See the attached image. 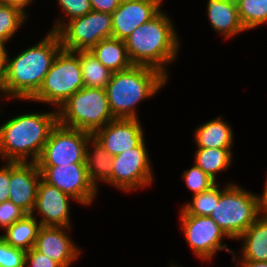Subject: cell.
I'll list each match as a JSON object with an SVG mask.
<instances>
[{"instance_id": "1", "label": "cell", "mask_w": 267, "mask_h": 267, "mask_svg": "<svg viewBox=\"0 0 267 267\" xmlns=\"http://www.w3.org/2000/svg\"><path fill=\"white\" fill-rule=\"evenodd\" d=\"M62 49L57 32L49 31L34 46L14 58L7 56V76L0 93L7 99L28 100L39 91L52 62Z\"/></svg>"}, {"instance_id": "2", "label": "cell", "mask_w": 267, "mask_h": 267, "mask_svg": "<svg viewBox=\"0 0 267 267\" xmlns=\"http://www.w3.org/2000/svg\"><path fill=\"white\" fill-rule=\"evenodd\" d=\"M172 22L161 10L153 19L135 28L124 39L133 65L157 69L169 78L166 66L177 59L180 48V37Z\"/></svg>"}, {"instance_id": "3", "label": "cell", "mask_w": 267, "mask_h": 267, "mask_svg": "<svg viewBox=\"0 0 267 267\" xmlns=\"http://www.w3.org/2000/svg\"><path fill=\"white\" fill-rule=\"evenodd\" d=\"M57 123L55 109L51 112L19 114L4 122L0 126L1 161L37 162Z\"/></svg>"}, {"instance_id": "4", "label": "cell", "mask_w": 267, "mask_h": 267, "mask_svg": "<svg viewBox=\"0 0 267 267\" xmlns=\"http://www.w3.org/2000/svg\"><path fill=\"white\" fill-rule=\"evenodd\" d=\"M168 78L157 69L133 65L112 74L105 90L115 119H138L137 105L156 95ZM162 87V88H161Z\"/></svg>"}, {"instance_id": "5", "label": "cell", "mask_w": 267, "mask_h": 267, "mask_svg": "<svg viewBox=\"0 0 267 267\" xmlns=\"http://www.w3.org/2000/svg\"><path fill=\"white\" fill-rule=\"evenodd\" d=\"M258 194L228 182L211 217L231 240H237L261 215Z\"/></svg>"}, {"instance_id": "6", "label": "cell", "mask_w": 267, "mask_h": 267, "mask_svg": "<svg viewBox=\"0 0 267 267\" xmlns=\"http://www.w3.org/2000/svg\"><path fill=\"white\" fill-rule=\"evenodd\" d=\"M58 123L94 134L113 121L105 89L84 87L74 93L58 110Z\"/></svg>"}, {"instance_id": "7", "label": "cell", "mask_w": 267, "mask_h": 267, "mask_svg": "<svg viewBox=\"0 0 267 267\" xmlns=\"http://www.w3.org/2000/svg\"><path fill=\"white\" fill-rule=\"evenodd\" d=\"M84 88L79 57L73 51L61 49L39 91L31 101L52 104L58 110L74 93Z\"/></svg>"}, {"instance_id": "8", "label": "cell", "mask_w": 267, "mask_h": 267, "mask_svg": "<svg viewBox=\"0 0 267 267\" xmlns=\"http://www.w3.org/2000/svg\"><path fill=\"white\" fill-rule=\"evenodd\" d=\"M65 19L58 17L50 31L57 32L66 51L91 50L101 40L112 37V14L92 10L84 16Z\"/></svg>"}, {"instance_id": "9", "label": "cell", "mask_w": 267, "mask_h": 267, "mask_svg": "<svg viewBox=\"0 0 267 267\" xmlns=\"http://www.w3.org/2000/svg\"><path fill=\"white\" fill-rule=\"evenodd\" d=\"M92 134L57 123L36 162L38 166L85 163L86 147Z\"/></svg>"}, {"instance_id": "10", "label": "cell", "mask_w": 267, "mask_h": 267, "mask_svg": "<svg viewBox=\"0 0 267 267\" xmlns=\"http://www.w3.org/2000/svg\"><path fill=\"white\" fill-rule=\"evenodd\" d=\"M152 170L143 139L135 148L113 156L111 185L126 193L148 187L153 182Z\"/></svg>"}, {"instance_id": "11", "label": "cell", "mask_w": 267, "mask_h": 267, "mask_svg": "<svg viewBox=\"0 0 267 267\" xmlns=\"http://www.w3.org/2000/svg\"><path fill=\"white\" fill-rule=\"evenodd\" d=\"M181 227L193 254L203 261H210L219 250L233 253L223 238H229L209 216L188 215L180 209Z\"/></svg>"}, {"instance_id": "12", "label": "cell", "mask_w": 267, "mask_h": 267, "mask_svg": "<svg viewBox=\"0 0 267 267\" xmlns=\"http://www.w3.org/2000/svg\"><path fill=\"white\" fill-rule=\"evenodd\" d=\"M38 168L44 182L58 188L82 206H89L97 197L98 190L89 179L85 163Z\"/></svg>"}, {"instance_id": "13", "label": "cell", "mask_w": 267, "mask_h": 267, "mask_svg": "<svg viewBox=\"0 0 267 267\" xmlns=\"http://www.w3.org/2000/svg\"><path fill=\"white\" fill-rule=\"evenodd\" d=\"M40 180L41 172L36 162H10L9 201L31 214Z\"/></svg>"}, {"instance_id": "14", "label": "cell", "mask_w": 267, "mask_h": 267, "mask_svg": "<svg viewBox=\"0 0 267 267\" xmlns=\"http://www.w3.org/2000/svg\"><path fill=\"white\" fill-rule=\"evenodd\" d=\"M72 197L49 185L42 179L39 182L38 194L31 215L38 212L41 226L71 227L70 202ZM36 211V212H35Z\"/></svg>"}, {"instance_id": "15", "label": "cell", "mask_w": 267, "mask_h": 267, "mask_svg": "<svg viewBox=\"0 0 267 267\" xmlns=\"http://www.w3.org/2000/svg\"><path fill=\"white\" fill-rule=\"evenodd\" d=\"M139 119H114L92 136L111 155L116 156L135 148L144 139Z\"/></svg>"}, {"instance_id": "16", "label": "cell", "mask_w": 267, "mask_h": 267, "mask_svg": "<svg viewBox=\"0 0 267 267\" xmlns=\"http://www.w3.org/2000/svg\"><path fill=\"white\" fill-rule=\"evenodd\" d=\"M69 230L71 227L41 226L34 248L62 267H70L80 257L82 249L72 241Z\"/></svg>"}, {"instance_id": "17", "label": "cell", "mask_w": 267, "mask_h": 267, "mask_svg": "<svg viewBox=\"0 0 267 267\" xmlns=\"http://www.w3.org/2000/svg\"><path fill=\"white\" fill-rule=\"evenodd\" d=\"M164 0H136L120 3L112 13V37L124 40L135 28L153 19Z\"/></svg>"}, {"instance_id": "18", "label": "cell", "mask_w": 267, "mask_h": 267, "mask_svg": "<svg viewBox=\"0 0 267 267\" xmlns=\"http://www.w3.org/2000/svg\"><path fill=\"white\" fill-rule=\"evenodd\" d=\"M207 15L213 30L226 39L246 31L239 18L236 0H208Z\"/></svg>"}, {"instance_id": "19", "label": "cell", "mask_w": 267, "mask_h": 267, "mask_svg": "<svg viewBox=\"0 0 267 267\" xmlns=\"http://www.w3.org/2000/svg\"><path fill=\"white\" fill-rule=\"evenodd\" d=\"M199 126L194 131L197 148L232 149L234 132L222 116Z\"/></svg>"}, {"instance_id": "20", "label": "cell", "mask_w": 267, "mask_h": 267, "mask_svg": "<svg viewBox=\"0 0 267 267\" xmlns=\"http://www.w3.org/2000/svg\"><path fill=\"white\" fill-rule=\"evenodd\" d=\"M112 164L113 156L91 136L86 147L85 165L89 179L96 189H98L99 181L111 185Z\"/></svg>"}, {"instance_id": "21", "label": "cell", "mask_w": 267, "mask_h": 267, "mask_svg": "<svg viewBox=\"0 0 267 267\" xmlns=\"http://www.w3.org/2000/svg\"><path fill=\"white\" fill-rule=\"evenodd\" d=\"M242 241L241 258L267 261V214H262L238 238Z\"/></svg>"}, {"instance_id": "22", "label": "cell", "mask_w": 267, "mask_h": 267, "mask_svg": "<svg viewBox=\"0 0 267 267\" xmlns=\"http://www.w3.org/2000/svg\"><path fill=\"white\" fill-rule=\"evenodd\" d=\"M90 51L112 73L124 71L133 66L124 40L113 37L103 39Z\"/></svg>"}, {"instance_id": "23", "label": "cell", "mask_w": 267, "mask_h": 267, "mask_svg": "<svg viewBox=\"0 0 267 267\" xmlns=\"http://www.w3.org/2000/svg\"><path fill=\"white\" fill-rule=\"evenodd\" d=\"M40 227L37 216L26 214L21 220L9 226L0 236L10 246L28 251L34 247Z\"/></svg>"}, {"instance_id": "24", "label": "cell", "mask_w": 267, "mask_h": 267, "mask_svg": "<svg viewBox=\"0 0 267 267\" xmlns=\"http://www.w3.org/2000/svg\"><path fill=\"white\" fill-rule=\"evenodd\" d=\"M74 53L79 57L84 87L105 89L113 73L90 50Z\"/></svg>"}, {"instance_id": "25", "label": "cell", "mask_w": 267, "mask_h": 267, "mask_svg": "<svg viewBox=\"0 0 267 267\" xmlns=\"http://www.w3.org/2000/svg\"><path fill=\"white\" fill-rule=\"evenodd\" d=\"M232 154V149L197 148L194 164L216 182L217 174L231 166Z\"/></svg>"}, {"instance_id": "26", "label": "cell", "mask_w": 267, "mask_h": 267, "mask_svg": "<svg viewBox=\"0 0 267 267\" xmlns=\"http://www.w3.org/2000/svg\"><path fill=\"white\" fill-rule=\"evenodd\" d=\"M26 19L28 14L20 8L0 2V43L6 45Z\"/></svg>"}, {"instance_id": "27", "label": "cell", "mask_w": 267, "mask_h": 267, "mask_svg": "<svg viewBox=\"0 0 267 267\" xmlns=\"http://www.w3.org/2000/svg\"><path fill=\"white\" fill-rule=\"evenodd\" d=\"M236 4L246 31L267 23V0H236Z\"/></svg>"}, {"instance_id": "28", "label": "cell", "mask_w": 267, "mask_h": 267, "mask_svg": "<svg viewBox=\"0 0 267 267\" xmlns=\"http://www.w3.org/2000/svg\"><path fill=\"white\" fill-rule=\"evenodd\" d=\"M220 197V186L216 183L209 190L193 195L192 201L181 208L193 216H210Z\"/></svg>"}, {"instance_id": "29", "label": "cell", "mask_w": 267, "mask_h": 267, "mask_svg": "<svg viewBox=\"0 0 267 267\" xmlns=\"http://www.w3.org/2000/svg\"><path fill=\"white\" fill-rule=\"evenodd\" d=\"M182 178L193 195L207 191L217 183L195 164L190 169L183 171Z\"/></svg>"}, {"instance_id": "30", "label": "cell", "mask_w": 267, "mask_h": 267, "mask_svg": "<svg viewBox=\"0 0 267 267\" xmlns=\"http://www.w3.org/2000/svg\"><path fill=\"white\" fill-rule=\"evenodd\" d=\"M26 251L10 246L0 236V267H25Z\"/></svg>"}, {"instance_id": "31", "label": "cell", "mask_w": 267, "mask_h": 267, "mask_svg": "<svg viewBox=\"0 0 267 267\" xmlns=\"http://www.w3.org/2000/svg\"><path fill=\"white\" fill-rule=\"evenodd\" d=\"M58 4L61 6V10L64 13V17H67V21L84 16L90 11L92 7L90 0H57Z\"/></svg>"}, {"instance_id": "32", "label": "cell", "mask_w": 267, "mask_h": 267, "mask_svg": "<svg viewBox=\"0 0 267 267\" xmlns=\"http://www.w3.org/2000/svg\"><path fill=\"white\" fill-rule=\"evenodd\" d=\"M26 213L11 201L0 203V230L4 231L16 221L21 220Z\"/></svg>"}, {"instance_id": "33", "label": "cell", "mask_w": 267, "mask_h": 267, "mask_svg": "<svg viewBox=\"0 0 267 267\" xmlns=\"http://www.w3.org/2000/svg\"><path fill=\"white\" fill-rule=\"evenodd\" d=\"M62 267L50 257L38 252L34 247L26 251L25 267Z\"/></svg>"}, {"instance_id": "34", "label": "cell", "mask_w": 267, "mask_h": 267, "mask_svg": "<svg viewBox=\"0 0 267 267\" xmlns=\"http://www.w3.org/2000/svg\"><path fill=\"white\" fill-rule=\"evenodd\" d=\"M10 184V161H6L0 168V203L9 200Z\"/></svg>"}, {"instance_id": "35", "label": "cell", "mask_w": 267, "mask_h": 267, "mask_svg": "<svg viewBox=\"0 0 267 267\" xmlns=\"http://www.w3.org/2000/svg\"><path fill=\"white\" fill-rule=\"evenodd\" d=\"M93 11L112 14L119 6L118 0H90Z\"/></svg>"}, {"instance_id": "36", "label": "cell", "mask_w": 267, "mask_h": 267, "mask_svg": "<svg viewBox=\"0 0 267 267\" xmlns=\"http://www.w3.org/2000/svg\"><path fill=\"white\" fill-rule=\"evenodd\" d=\"M6 45L0 43V93L4 89V83L7 76V56L8 51Z\"/></svg>"}, {"instance_id": "37", "label": "cell", "mask_w": 267, "mask_h": 267, "mask_svg": "<svg viewBox=\"0 0 267 267\" xmlns=\"http://www.w3.org/2000/svg\"><path fill=\"white\" fill-rule=\"evenodd\" d=\"M232 255H233V261L237 260V267L238 266H242V267H267V261H251V260L244 259V258L239 259V257L236 259L237 255L234 251H233Z\"/></svg>"}, {"instance_id": "38", "label": "cell", "mask_w": 267, "mask_h": 267, "mask_svg": "<svg viewBox=\"0 0 267 267\" xmlns=\"http://www.w3.org/2000/svg\"><path fill=\"white\" fill-rule=\"evenodd\" d=\"M33 0H0V2L6 3V4H11L13 6H16L20 8L24 13L27 14L26 8L32 4Z\"/></svg>"}, {"instance_id": "39", "label": "cell", "mask_w": 267, "mask_h": 267, "mask_svg": "<svg viewBox=\"0 0 267 267\" xmlns=\"http://www.w3.org/2000/svg\"><path fill=\"white\" fill-rule=\"evenodd\" d=\"M264 189L261 195H258V200L260 204V208L263 214H267V176H266V181L264 184Z\"/></svg>"}, {"instance_id": "40", "label": "cell", "mask_w": 267, "mask_h": 267, "mask_svg": "<svg viewBox=\"0 0 267 267\" xmlns=\"http://www.w3.org/2000/svg\"><path fill=\"white\" fill-rule=\"evenodd\" d=\"M119 3H124V2H130V1H136V0H118Z\"/></svg>"}, {"instance_id": "41", "label": "cell", "mask_w": 267, "mask_h": 267, "mask_svg": "<svg viewBox=\"0 0 267 267\" xmlns=\"http://www.w3.org/2000/svg\"><path fill=\"white\" fill-rule=\"evenodd\" d=\"M170 267H179V266H177L176 264L172 263Z\"/></svg>"}]
</instances>
